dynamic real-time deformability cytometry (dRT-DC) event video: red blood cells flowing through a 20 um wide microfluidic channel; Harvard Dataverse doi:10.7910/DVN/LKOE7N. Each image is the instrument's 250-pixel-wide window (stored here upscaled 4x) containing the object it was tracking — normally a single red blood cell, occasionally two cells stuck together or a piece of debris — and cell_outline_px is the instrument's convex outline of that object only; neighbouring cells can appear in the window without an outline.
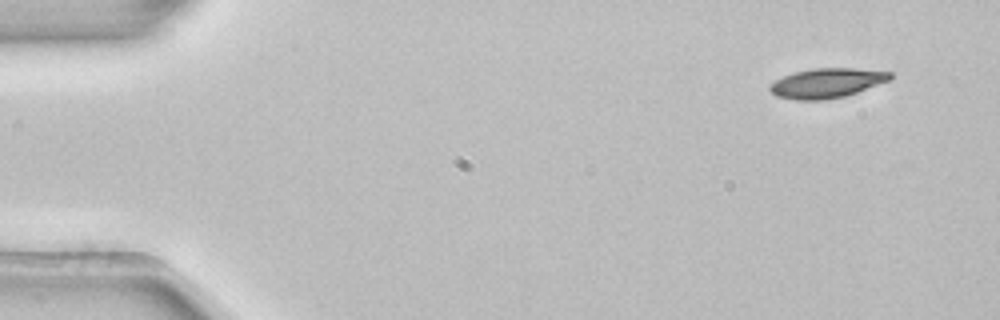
{"species": "common noctule bat (a hibernating species)", "species_latin": "Nyctalus noctula", "temperature_condition": "room temperature", "stored_images_in_passage": 4, "camera_frame_rate_fps": 3000, "um_per_image_px": 0.085, "animal": {"sex": "female", "body_mass_g": 22.7, "forearm_length_mm": 54.2}, "frame": {"image": 1, "passage_image": 1, "time_ms": 0.0, "image_size_px": [1000, 320], "cell_outline_px": [[892, 80], [844, 96], [824, 100], [796, 100], [776, 96], [768, 88], [768, 84], [792, 72], [812, 68], [856, 68], [892, 72]], "centroid_in_image_um": [70.27, 7.05], "position_along_channel_um": 14.7, "area_um2": 20.92}}
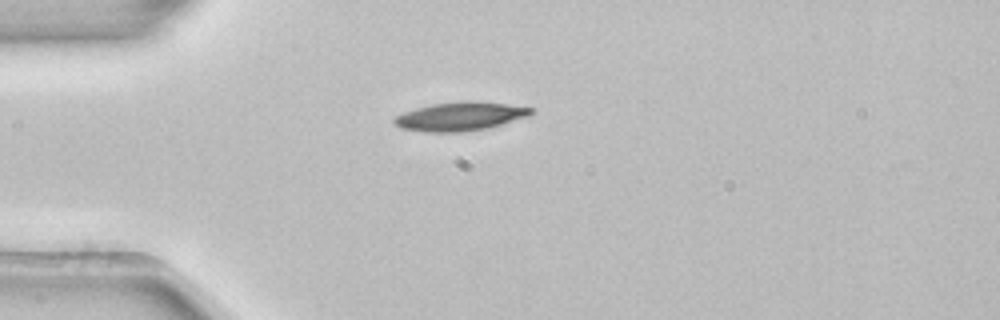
{"frame": {"image": 2, "passage_image": 4, "time_ms": 1.0, "image_size_px": [1000, 320], "cell_outline_px": [[532, 112], [528, 116], [488, 128], [464, 132], [424, 132], [400, 128], [392, 120], [396, 116], [404, 112], [416, 108], [432, 104], [460, 100], [468, 100], [504, 104], [532, 108]], "centroid_in_image_um": [39.06, 9.89], "position_along_channel_um": 45.9, "area_um2": 22.77}}